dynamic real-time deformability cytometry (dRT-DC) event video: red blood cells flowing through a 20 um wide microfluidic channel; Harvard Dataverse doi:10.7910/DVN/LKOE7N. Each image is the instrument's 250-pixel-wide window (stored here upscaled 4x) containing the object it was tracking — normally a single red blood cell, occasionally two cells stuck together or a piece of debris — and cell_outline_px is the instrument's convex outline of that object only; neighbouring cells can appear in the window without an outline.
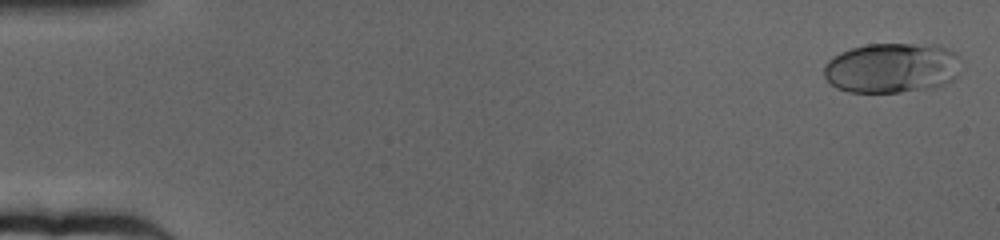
{"species": "human", "species_latin": "Homo sapiens", "temperature_condition": "cold", "stored_images_in_passage": 65, "camera_frame_rate_fps": 3000, "um_per_image_px": 0.085, "donor": {"sex": "female"}, "frame": {"image": 1, "passage_image": 2, "time_ms": 0.333, "image_size_px": [1000, 240], "cell_outline_px": [[960, 56], [956, 76], [948, 84], [936, 88], [900, 92], [848, 92], [836, 88], [824, 76], [824, 64], [828, 60], [840, 52], [852, 48], [868, 44], [940, 44], [956, 52]], "centroid_in_image_um": [75.84, 5.77], "position_along_channel_um": 9.2, "area_um2": 40.58}}
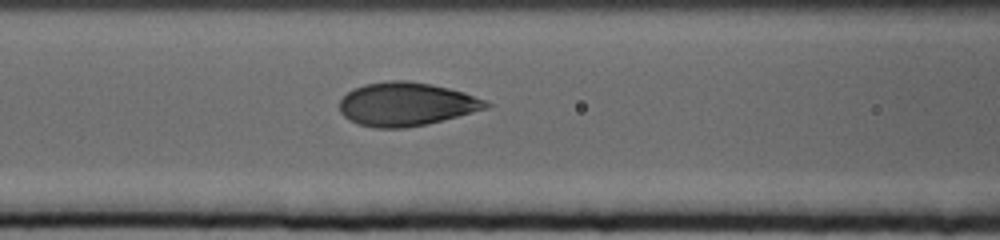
{"frame": {"image": 2, "passage_image": 28, "time_ms": 9.0, "image_size_px": [1000, 240], "cell_outline_px": [[492, 104], [488, 108], [428, 124], [404, 128], [376, 128], [356, 124], [344, 116], [340, 112], [340, 100], [352, 88], [364, 84], [388, 80], [408, 80], [448, 88], [464, 92], [484, 100]], "centroid_in_image_um": [34.5, 8.85], "position_along_channel_um": 132.1, "area_um2": 37.17}}
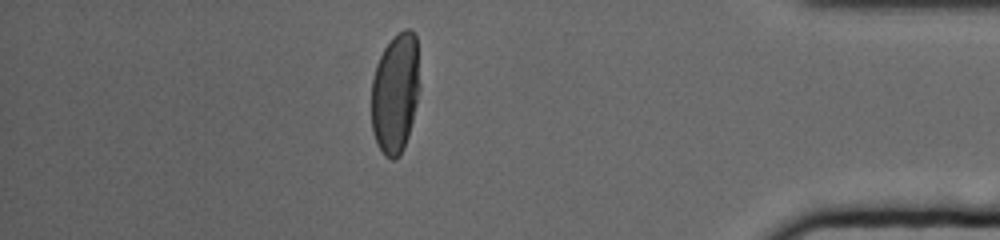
{"frame": {"image": 3, "passage_image": 57, "time_ms": 18.667, "image_size_px": [1000, 240], "cell_outline_px": [[420, 88], [408, 136], [404, 148], [400, 156], [392, 160], [384, 156], [376, 144], [372, 132], [372, 80], [376, 64], [384, 48], [392, 36], [404, 28], [408, 28], [416, 36], [420, 84]], "centroid_in_image_um": [33.6, 7.92], "position_along_channel_um": 401.6, "area_um2": 34.22}, "authors_computed_cell_mechanics": {"area_um2": 36.9342, "velocity_mm_per_s": 3.1489, "shape_relaxation_time_tau1_ms": 4.4574, "shape_relaxation_time_tau2_ms": null, "deformation_change_tau1": 0.1708, "deformation_change_tau2": null}}